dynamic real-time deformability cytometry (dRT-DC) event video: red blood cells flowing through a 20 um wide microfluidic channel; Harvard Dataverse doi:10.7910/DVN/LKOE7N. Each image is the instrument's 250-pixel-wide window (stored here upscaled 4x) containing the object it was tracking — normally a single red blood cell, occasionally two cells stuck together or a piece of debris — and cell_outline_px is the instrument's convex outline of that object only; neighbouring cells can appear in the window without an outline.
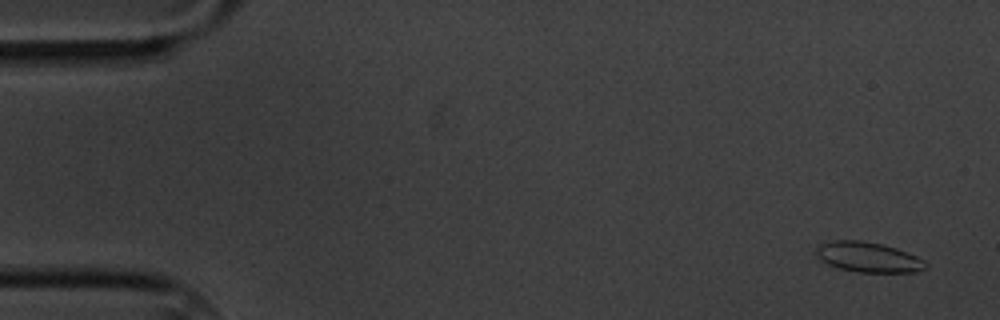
{"species": "common noctule bat (a hibernating species)", "species_latin": "Nyctalus noctula", "temperature_condition": "cold", "stored_images_in_passage": 5, "camera_frame_rate_fps": 3000, "um_per_image_px": 0.085, "animal": {"sex": "male", "body_mass_g": 20.1, "forearm_length_mm": 53.5}, "frame": {"image": 1, "passage_image": 1, "time_ms": 0.0, "image_size_px": [1000, 320], "cell_outline_px": [[928, 268], [916, 272], [856, 272], [840, 268], [828, 264], [816, 256], [816, 248], [820, 244], [836, 240], [860, 240], [884, 244], [896, 248], [916, 256], [924, 260], [928, 264]], "centroid_in_image_um": [73.83, 21.86], "position_along_channel_um": 11.2, "area_um2": 19.25}}